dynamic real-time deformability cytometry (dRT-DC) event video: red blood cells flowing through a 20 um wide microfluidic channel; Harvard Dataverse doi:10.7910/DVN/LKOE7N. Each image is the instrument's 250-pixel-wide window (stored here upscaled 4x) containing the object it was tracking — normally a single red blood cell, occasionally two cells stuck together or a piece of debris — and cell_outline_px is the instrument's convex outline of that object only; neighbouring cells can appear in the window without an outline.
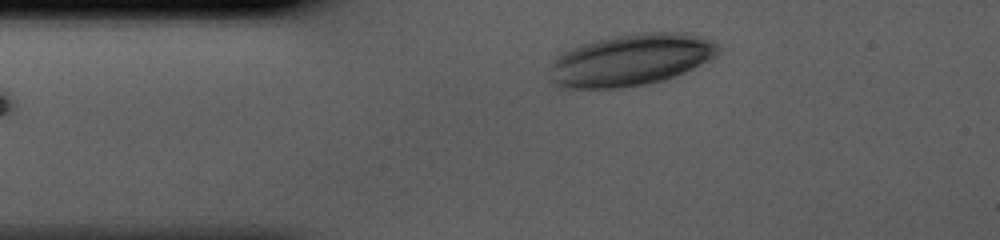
{"species": "human", "species_latin": "Homo sapiens", "temperature_condition": "cold", "stored_images_in_passage": 31, "camera_frame_rate_fps": 3000, "um_per_image_px": 0.085, "donor": {"sex": "male"}, "frame": {"image": 1, "passage_image": 1, "time_ms": 0.0, "image_size_px": [1000, 240], "cell_outline_px": [[720, 52], [716, 56], [676, 76], [664, 80], [624, 88], [556, 88], [548, 80], [552, 60], [560, 52], [580, 44], [612, 36], [636, 32], [688, 32], [716, 40], [720, 48]], "centroid_in_image_um": [53.59, 5.08], "position_along_channel_um": 31.4, "area_um2": 51.85}}
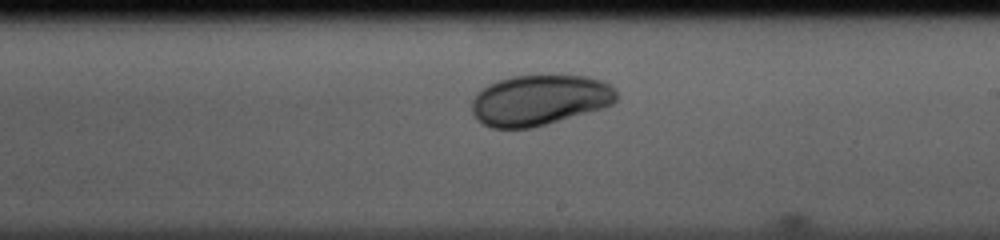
{"frame": {"image": 2, "passage_image": 18, "time_ms": 5.667, "image_size_px": [1000, 240], "cell_outline_px": [[616, 100], [612, 104], [604, 108], [532, 128], [492, 128], [484, 124], [472, 112], [472, 100], [488, 84], [512, 76], [588, 76], [604, 80], [612, 84], [616, 88]], "centroid_in_image_um": [45.92, 8.51], "position_along_channel_um": 243.1, "area_um2": 42.48}}
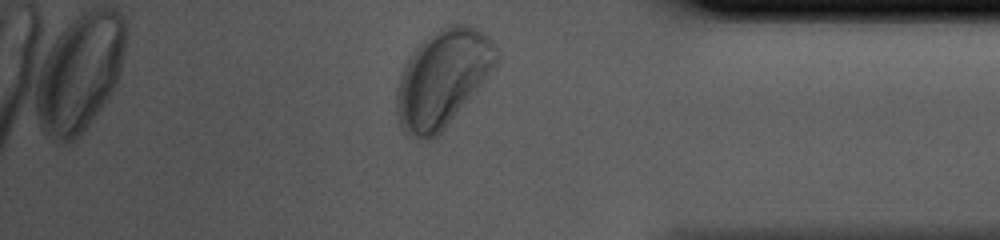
{"frame": {"image": 3, "passage_image": 30, "time_ms": 9.667, "image_size_px": [1000, 240], "cell_outline_px": [[496, 64], [440, 136], [428, 140], [424, 140], [404, 132], [396, 116], [396, 92], [400, 76], [412, 52], [424, 40], [440, 28], [448, 24], [476, 24], [496, 44]], "centroid_in_image_um": [37.62, 6.66], "position_along_channel_um": 397.6, "area_um2": 56.12}}